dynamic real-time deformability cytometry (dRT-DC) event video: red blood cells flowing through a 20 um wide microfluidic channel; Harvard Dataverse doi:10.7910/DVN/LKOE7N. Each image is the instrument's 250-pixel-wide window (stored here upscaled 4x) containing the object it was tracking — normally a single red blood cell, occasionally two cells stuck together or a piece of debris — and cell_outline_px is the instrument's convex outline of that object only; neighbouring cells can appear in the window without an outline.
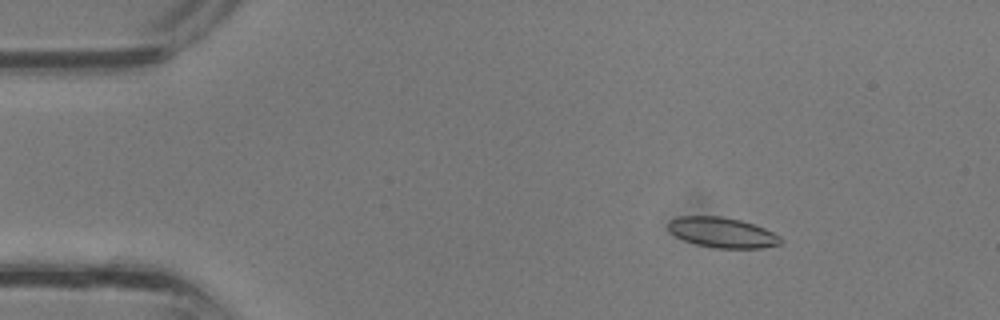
{"species": "common noctule bat (a hibernating species)", "species_latin": "Nyctalus noctula", "temperature_condition": "room temperature", "stored_images_in_passage": 36, "camera_frame_rate_fps": 3000, "um_per_image_px": 0.085, "animal": {"sex": "male", "body_mass_g": 13.3}, "frame": {"image": 1, "passage_image": 5, "time_ms": 1.333, "image_size_px": [1000, 320], "cell_outline_px": [[784, 240], [780, 244], [760, 248], [716, 248], [696, 244], [684, 240], [676, 236], [668, 228], [668, 220], [680, 216], [720, 216], [740, 220], [764, 228], [780, 236]], "centroid_in_image_um": [61.39, 19.76], "position_along_channel_um": 23.6, "area_um2": 19.71}}
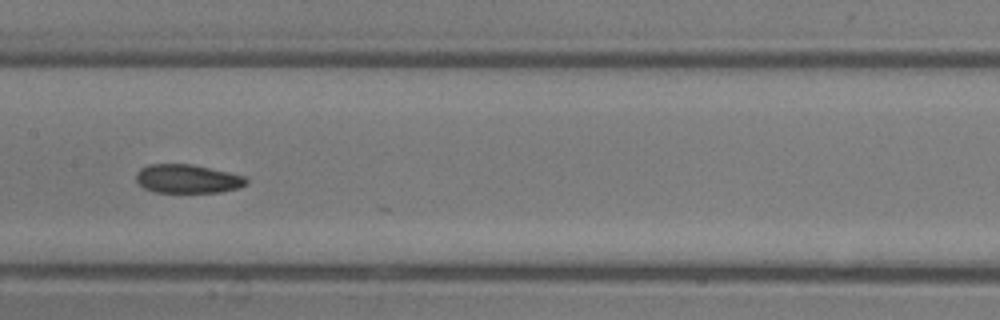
{"frame": {"image": 2, "passage_image": 18, "time_ms": 5.667, "image_size_px": [1000, 320], "cell_outline_px": [[248, 184], [240, 188], [220, 192], [156, 192], [144, 188], [136, 180], [136, 172], [140, 168], [148, 164], [192, 164], [228, 172], [244, 176], [248, 180]], "centroid_in_image_um": [15.95, 15.2], "position_along_channel_um": 191.5, "area_um2": 18.5}}
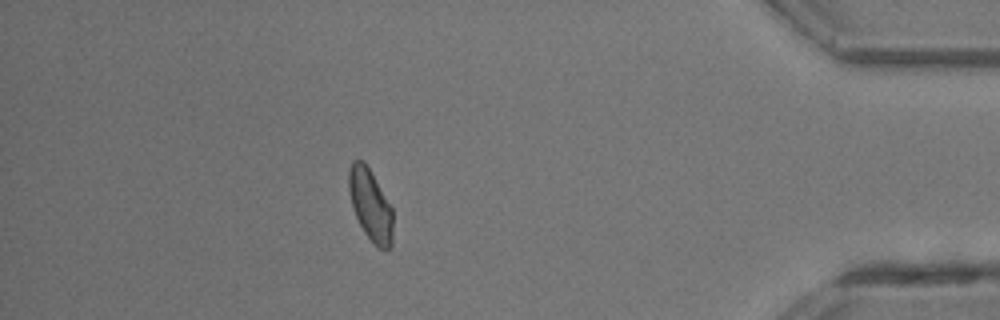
{"frame": {"image": 3, "passage_image": 32, "time_ms": 10.333, "image_size_px": [1000, 320], "cell_outline_px": [[392, 248], [380, 248], [364, 232], [356, 216], [352, 204], [348, 188], [348, 172], [352, 160], [364, 160], [392, 208]], "centroid_in_image_um": [31.47, 17.38], "position_along_channel_um": 403.7, "area_um2": 18.03}}